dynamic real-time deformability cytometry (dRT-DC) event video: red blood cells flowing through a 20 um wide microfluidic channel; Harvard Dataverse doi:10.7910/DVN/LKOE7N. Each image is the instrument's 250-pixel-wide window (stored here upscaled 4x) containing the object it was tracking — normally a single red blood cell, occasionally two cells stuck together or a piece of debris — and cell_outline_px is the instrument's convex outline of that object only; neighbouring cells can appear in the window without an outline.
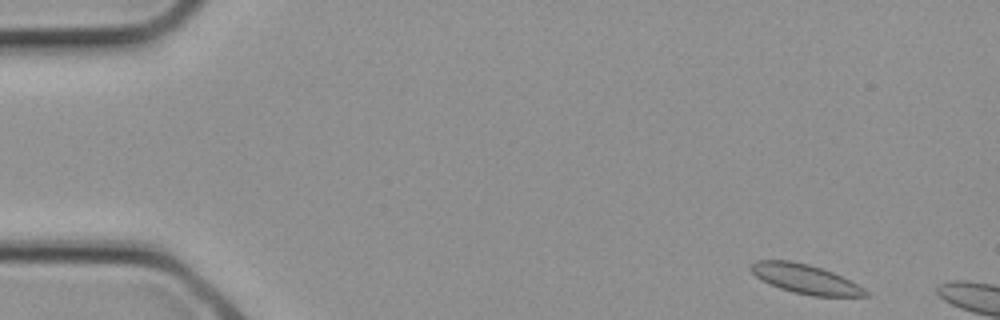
{"species": "common noctule bat (a hibernating species)", "species_latin": "Nyctalus noctula", "temperature_condition": "cold", "stored_images_in_passage": 2, "segment_of_instrument_passage": [2, 2], "camera_frame_rate_fps": 3000, "um_per_image_px": 0.085, "animal": {"sex": "female", "body_mass_g": 21.9}, "frame": {"image": 1, "passage_image": 2, "time_ms": 0.333, "image_size_px": [1000, 320], "cell_outline_px": [[868, 296], [812, 296], [792, 292], [768, 284], [760, 280], [748, 268], [756, 260], [788, 260], [808, 264], [832, 272], [864, 288], [868, 292]], "centroid_in_image_um": [68.39, 23.71], "position_along_channel_um": 16.6, "area_um2": 19.42}}